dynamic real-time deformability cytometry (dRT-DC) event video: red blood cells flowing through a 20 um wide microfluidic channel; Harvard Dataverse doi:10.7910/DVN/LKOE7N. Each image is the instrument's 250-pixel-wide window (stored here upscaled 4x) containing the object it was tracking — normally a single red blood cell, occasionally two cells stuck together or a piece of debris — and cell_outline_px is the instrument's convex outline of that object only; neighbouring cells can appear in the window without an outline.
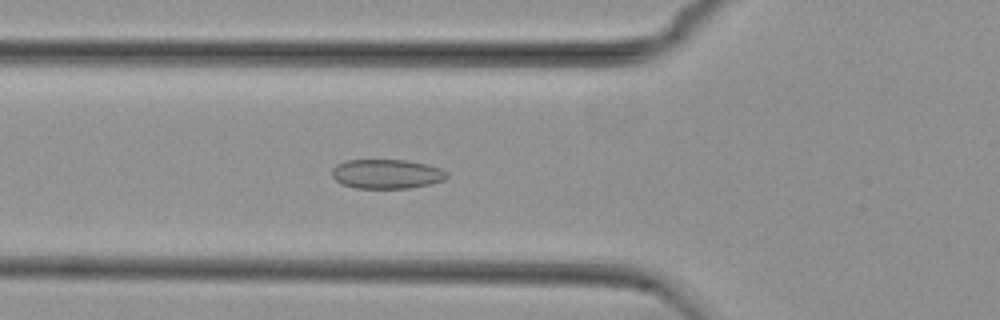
{"species": "common noctule bat (a hibernating species)", "species_latin": "Nyctalus noctula", "temperature_condition": "cold", "stored_images_in_passage": 54, "camera_frame_rate_fps": 3000, "um_per_image_px": 0.085, "animal": {"sex": "female", "body_mass_g": 29.2, "forearm_length_mm": 56.3}, "frame": {"image": 1, "passage_image": 19, "time_ms": 6.0, "image_size_px": [1000, 320], "cell_outline_px": [[448, 176], [444, 180], [428, 184], [408, 188], [356, 188], [340, 184], [332, 176], [332, 168], [336, 164], [348, 160], [408, 160], [428, 164], [440, 168], [448, 172]], "centroid_in_image_um": [32.86, 14.78], "position_along_channel_um": 92.9, "area_um2": 19.77}}
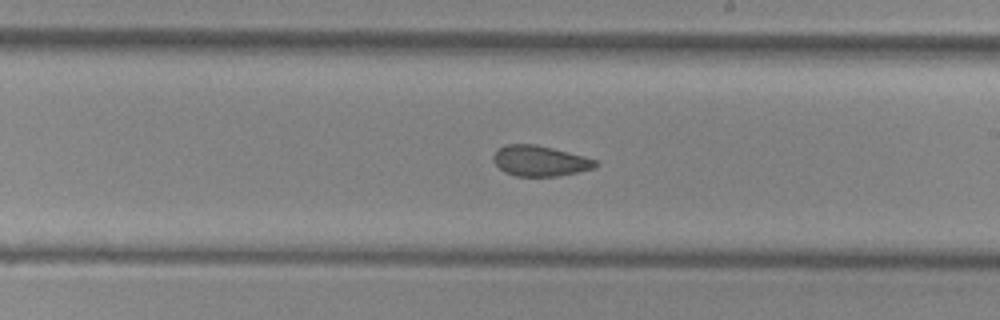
{"frame": {"image": 2, "passage_image": 31, "time_ms": 10.0, "image_size_px": [1000, 320], "cell_outline_px": [[600, 164], [596, 168], [556, 176], [516, 176], [504, 172], [492, 160], [492, 156], [496, 148], [504, 144], [536, 144], [584, 156], [596, 160]], "centroid_in_image_um": [45.87, 13.66], "position_along_channel_um": 243.1, "area_um2": 18.32}}
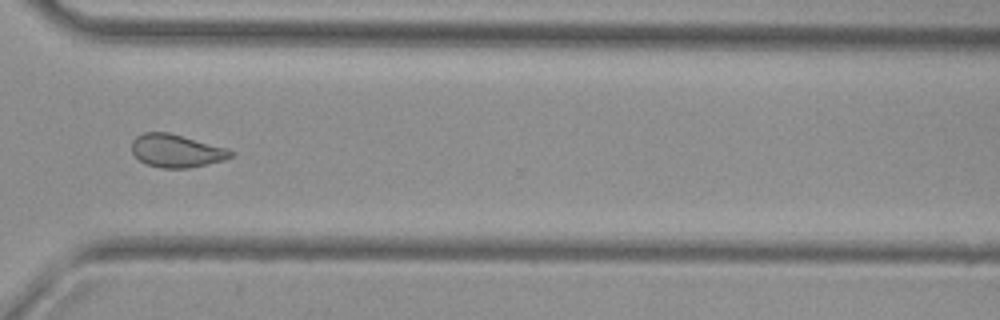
{"frame": {"image": 3, "passage_image": 40, "time_ms": 13.0, "image_size_px": [1000, 320], "cell_outline_px": [[236, 152], [232, 156], [224, 160], [188, 168], [160, 168], [144, 164], [132, 152], [132, 140], [136, 136], [144, 132], [168, 132], [228, 148]], "centroid_in_image_um": [14.99, 12.82], "position_along_channel_um": 355.6, "area_um2": 19.13}, "authors_computed_cell_mechanics": {"area_um2": 19.7387, "velocity_mm_per_s": 3.7436, "shape_relaxation_time_tau1_ms": null, "shape_relaxation_time_tau2_ms": 2.4901, "deformation_change_tau1": null, "deformation_change_tau2": 0.0694}}